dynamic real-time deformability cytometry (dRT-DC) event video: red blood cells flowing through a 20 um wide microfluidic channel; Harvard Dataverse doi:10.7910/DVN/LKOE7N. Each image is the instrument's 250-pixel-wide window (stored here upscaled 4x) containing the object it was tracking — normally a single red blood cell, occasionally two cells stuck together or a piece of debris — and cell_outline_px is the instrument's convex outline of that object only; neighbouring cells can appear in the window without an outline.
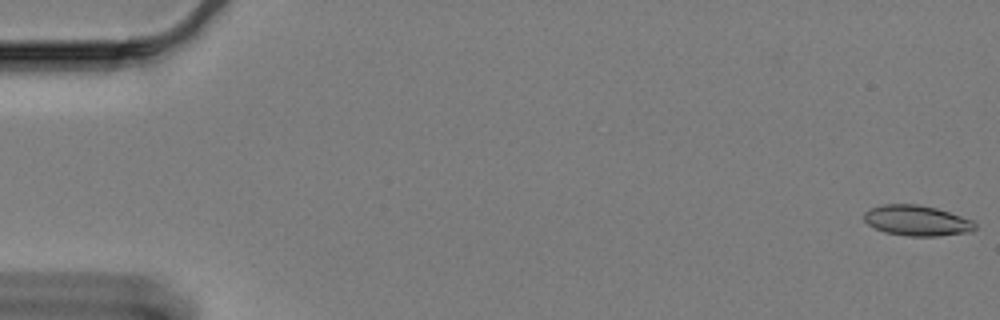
{"species": "Egyptian fruit bat (a non-hibernating species)", "species_latin": "Rousettus aegyptiacus", "temperature_condition": "cold", "stored_images_in_passage": 45, "camera_frame_rate_fps": 3000, "um_per_image_px": 0.085, "animal": {"sex": "female"}, "frame": {"image": 1, "passage_image": 1, "time_ms": 0.0, "image_size_px": [1000, 320], "cell_outline_px": [[976, 228], [972, 232], [936, 236], [908, 236], [884, 232], [868, 224], [864, 220], [864, 212], [880, 204], [916, 204], [936, 208], [972, 220], [976, 224]], "centroid_in_image_um": [77.93, 18.75], "position_along_channel_um": 7.1, "area_um2": 19.65}}
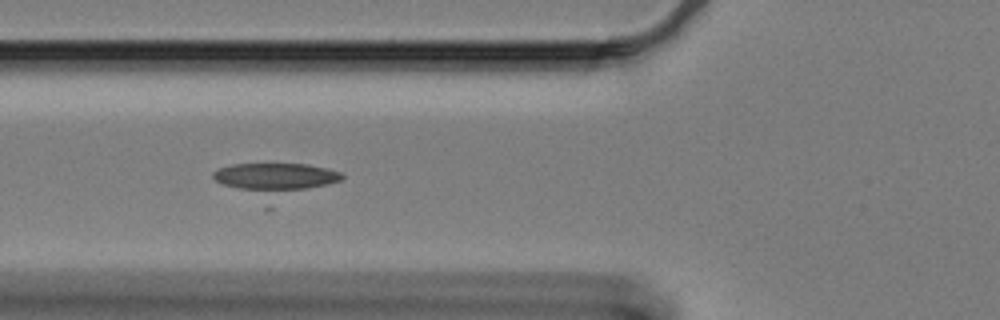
{"frame": {"image": 2, "passage_image": 23, "time_ms": 7.333, "image_size_px": [1000, 320], "cell_outline_px": [[344, 176], [340, 180], [328, 184], [308, 188], [272, 192], [264, 192], [240, 188], [224, 184], [216, 180], [212, 176], [212, 172], [220, 168], [232, 164], [308, 164], [328, 168], [340, 172]], "centroid_in_image_um": [23.43, 15.01], "position_along_channel_um": 102.4, "area_um2": 20.4}}
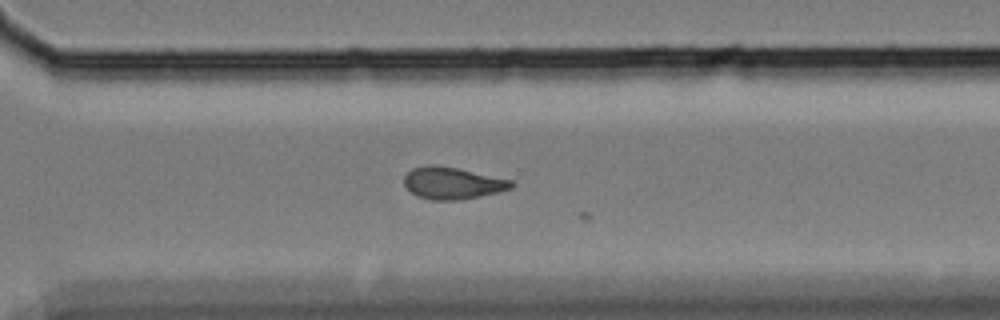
{"frame": {"image": 3, "passage_image": 44, "time_ms": 14.333, "image_size_px": [1000, 320], "cell_outline_px": [[516, 184], [512, 188], [480, 196], [460, 200], [432, 200], [416, 196], [404, 184], [404, 176], [412, 168], [428, 164], [436, 164], [456, 168], [512, 180]], "centroid_in_image_um": [38.44, 15.56], "position_along_channel_um": 332.2, "area_um2": 19.94}}